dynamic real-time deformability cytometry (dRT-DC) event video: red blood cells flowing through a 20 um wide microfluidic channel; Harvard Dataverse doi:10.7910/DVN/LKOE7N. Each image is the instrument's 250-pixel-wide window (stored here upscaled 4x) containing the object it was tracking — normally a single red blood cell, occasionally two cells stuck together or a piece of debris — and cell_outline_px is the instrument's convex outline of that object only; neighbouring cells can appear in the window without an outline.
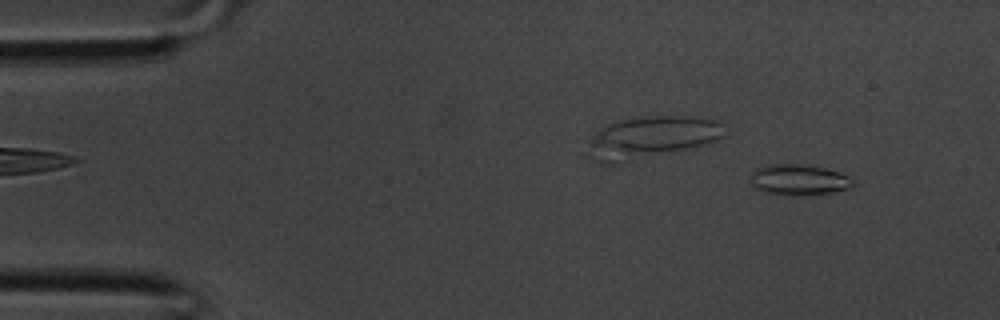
{"species": "common noctule bat (a hibernating species)", "species_latin": "Nyctalus noctula", "temperature_condition": "room temperature", "stored_images_in_passage": 33, "camera_frame_rate_fps": 3000, "um_per_image_px": 0.085, "animal": {"sex": "male", "body_mass_g": 20.1, "forearm_length_mm": 53.5}, "frame": {"image": 1, "passage_image": 1, "time_ms": 0.0, "image_size_px": [1000, 320], "cell_outline_px": [[856, 184], [852, 188], [832, 192], [792, 196], [784, 196], [764, 192], [752, 188], [752, 172], [756, 168], [768, 164], [808, 164], [828, 168], [840, 172], [856, 180]], "centroid_in_image_um": [67.94, 15.28], "position_along_channel_um": 17.1, "area_um2": 18.96}}
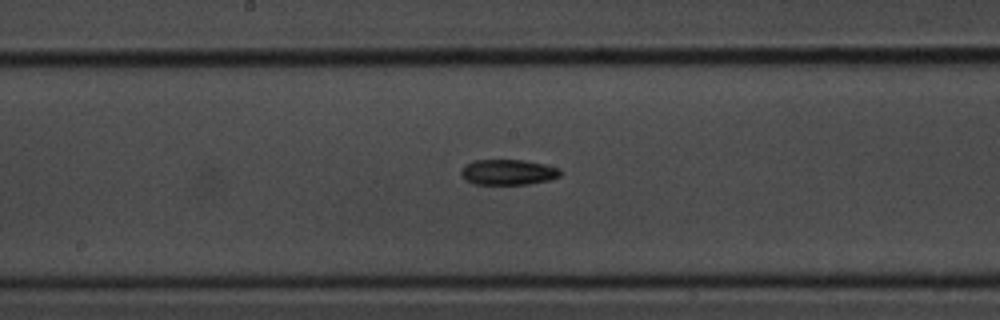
{"frame": {"image": 2, "passage_image": 16, "time_ms": 5.0, "image_size_px": [1000, 320], "cell_outline_px": [[560, 176], [548, 180], [528, 184], [472, 184], [460, 172], [464, 164], [472, 160], [524, 160], [544, 164], [560, 168]], "centroid_in_image_um": [43.18, 14.62], "position_along_channel_um": 205.0, "area_um2": 14.68}}
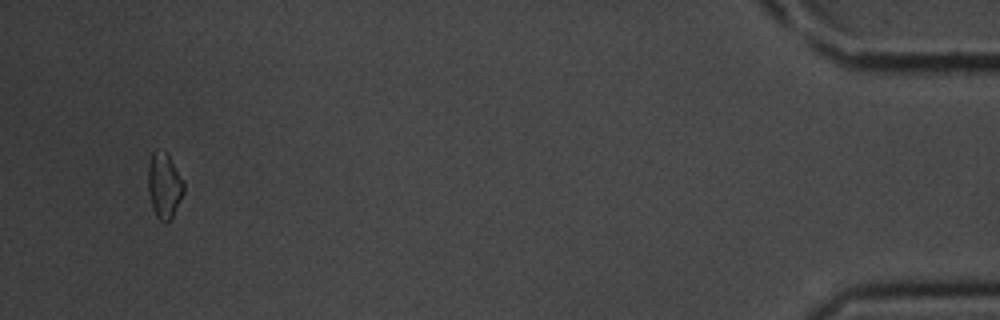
{"frame": {"image": 3, "passage_image": 32, "time_ms": 10.333, "image_size_px": [1000, 320], "cell_outline_px": [[184, 192], [172, 220], [164, 224], [156, 216], [152, 208], [148, 192], [148, 164], [152, 152], [156, 148], [168, 152], [184, 180]], "centroid_in_image_um": [13.97, 15.76], "position_along_channel_um": 421.2, "area_um2": 14.22}}